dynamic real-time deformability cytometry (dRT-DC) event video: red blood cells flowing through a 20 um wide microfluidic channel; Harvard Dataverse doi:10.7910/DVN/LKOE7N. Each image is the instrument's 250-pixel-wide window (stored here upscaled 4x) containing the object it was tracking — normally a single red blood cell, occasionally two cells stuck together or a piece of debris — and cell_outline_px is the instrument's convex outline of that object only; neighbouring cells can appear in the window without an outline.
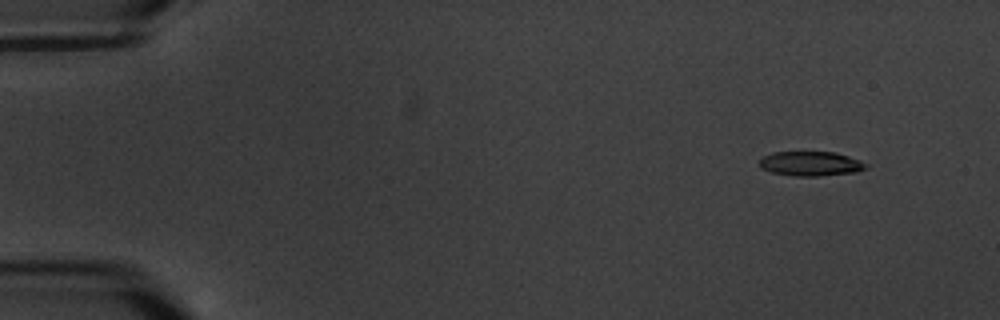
{"species": "common noctule bat (a hibernating species)", "species_latin": "Nyctalus noctula", "temperature_condition": "warm", "stored_images_in_passage": 7, "segment_of_instrument_passage": [1, 2], "camera_frame_rate_fps": 3000, "um_per_image_px": 0.085, "animal": {"sex": "male", "body_mass_g": 20.1, "forearm_length_mm": 53.5}, "frame": {"image": 1, "passage_image": 2, "time_ms": 1.333, "image_size_px": [1000, 320], "cell_outline_px": [[868, 168], [856, 172], [820, 176], [796, 176], [772, 172], [760, 168], [760, 160], [764, 156], [772, 152], [836, 152], [860, 160], [868, 164]], "centroid_in_image_um": [68.94, 13.91], "position_along_channel_um": 16.1, "area_um2": 15.26}}